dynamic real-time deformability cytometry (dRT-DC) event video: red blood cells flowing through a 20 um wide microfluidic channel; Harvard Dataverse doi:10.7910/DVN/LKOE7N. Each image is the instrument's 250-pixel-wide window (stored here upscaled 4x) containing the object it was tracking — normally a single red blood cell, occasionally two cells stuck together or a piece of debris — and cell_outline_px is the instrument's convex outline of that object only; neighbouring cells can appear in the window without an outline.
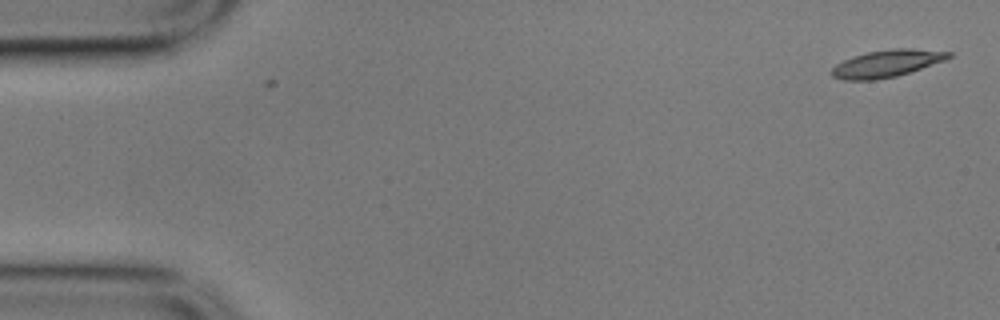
{"species": "common noctule bat (a hibernating species)", "species_latin": "Nyctalus noctula", "temperature_condition": "cold", "stored_images_in_passage": 56, "camera_frame_rate_fps": 3000, "um_per_image_px": 0.085, "animal": {"sex": "male", "body_mass_g": 17.9}, "frame": {"image": 1, "passage_image": 1, "time_ms": 0.0, "image_size_px": [1000, 320], "cell_outline_px": [[952, 56], [944, 60], [896, 76], [876, 80], [844, 80], [832, 76], [832, 68], [836, 64], [844, 60], [868, 52], [892, 48], [912, 48], [952, 52]], "centroid_in_image_um": [75.37, 5.39], "position_along_channel_um": 9.6, "area_um2": 18.21}}
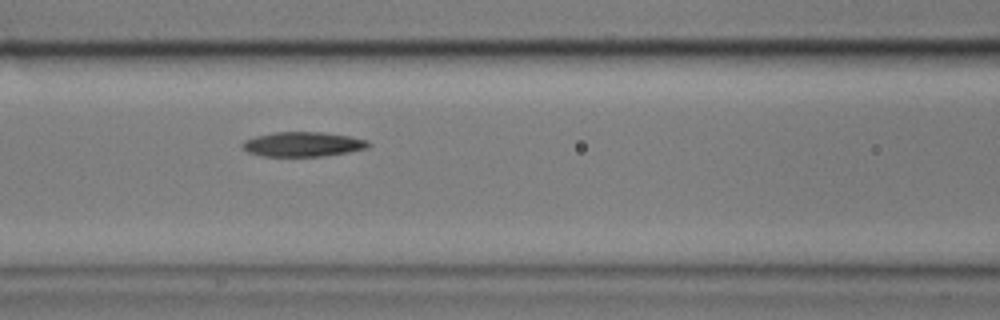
{"frame": {"image": 2, "passage_image": 23, "time_ms": 7.333, "image_size_px": [1000, 320], "cell_outline_px": [[372, 144], [368, 148], [348, 152], [324, 156], [264, 156], [248, 152], [240, 144], [244, 140], [256, 136], [276, 132], [320, 132], [348, 136], [368, 140]], "centroid_in_image_um": [25.76, 12.26], "position_along_channel_um": 140.8, "area_um2": 18.03}}
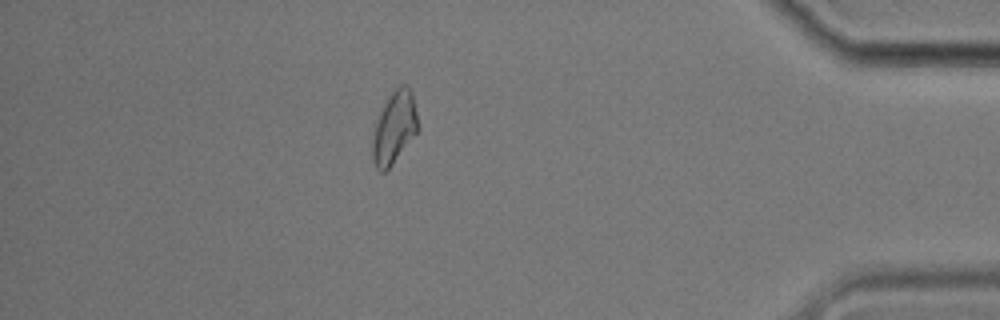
{"frame": {"image": 3, "passage_image": 49, "time_ms": 16.0, "image_size_px": [1000, 320], "cell_outline_px": [[420, 128], [392, 164], [384, 172], [380, 172], [376, 168], [372, 160], [372, 140], [376, 120], [384, 104], [392, 92], [400, 84], [408, 84], [412, 92]], "centroid_in_image_um": [33.52, 10.83], "position_along_channel_um": 401.7, "area_um2": 19.13}, "authors_computed_cell_mechanics": {"area_um2": 18.3226, "velocity_mm_per_s": 3.4884, "shape_relaxation_time_tau1_ms": null, "shape_relaxation_time_tau2_ms": 9.5782, "deformation_change_tau1": null, "deformation_change_tau2": 0.1938}}